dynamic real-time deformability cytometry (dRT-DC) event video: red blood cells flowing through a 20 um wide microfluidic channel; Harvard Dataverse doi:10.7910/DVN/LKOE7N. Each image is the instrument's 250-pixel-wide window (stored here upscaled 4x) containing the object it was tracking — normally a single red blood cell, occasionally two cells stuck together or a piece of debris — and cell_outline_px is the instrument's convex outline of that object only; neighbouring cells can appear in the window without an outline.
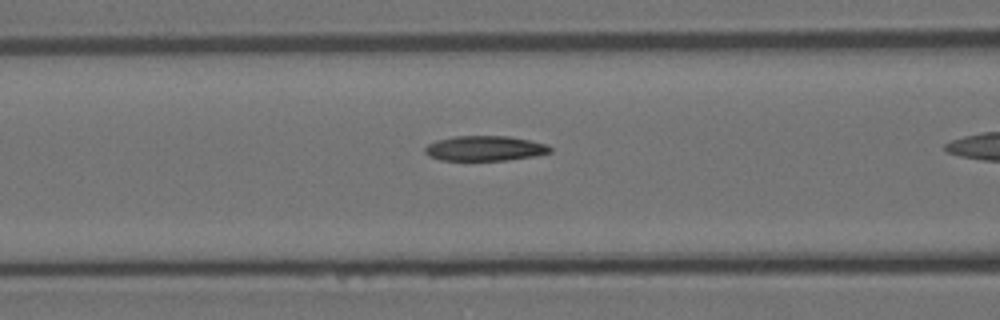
{"species": "Egyptian fruit bat (a non-hibernating species)", "species_latin": "Rousettus aegyptiacus", "temperature_condition": "room temperature", "stored_images_in_passage": 42, "camera_frame_rate_fps": 3000, "um_per_image_px": 0.085, "animal": {"sex": "female"}, "frame": {"image": 1, "passage_image": 20, "time_ms": 6.333, "image_size_px": [1000, 320], "cell_outline_px": [[552, 152], [536, 156], [508, 160], [440, 160], [428, 156], [424, 152], [424, 148], [428, 144], [436, 140], [452, 136], [508, 136], [528, 140], [544, 144], [552, 148]], "centroid_in_image_um": [41.18, 12.61], "position_along_channel_um": 125.4, "area_um2": 18.32}}
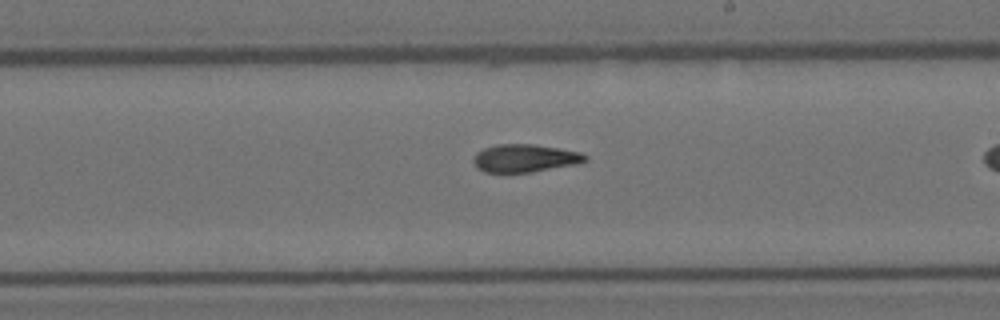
{"frame": {"image": 2, "passage_image": 30, "time_ms": 9.667, "image_size_px": [1000, 320], "cell_outline_px": [[588, 160], [576, 164], [528, 172], [484, 172], [476, 168], [472, 160], [476, 152], [484, 148], [496, 144], [532, 144], [560, 148], [580, 152], [588, 156]], "centroid_in_image_um": [44.59, 13.44], "position_along_channel_um": 244.4, "area_um2": 18.15}}
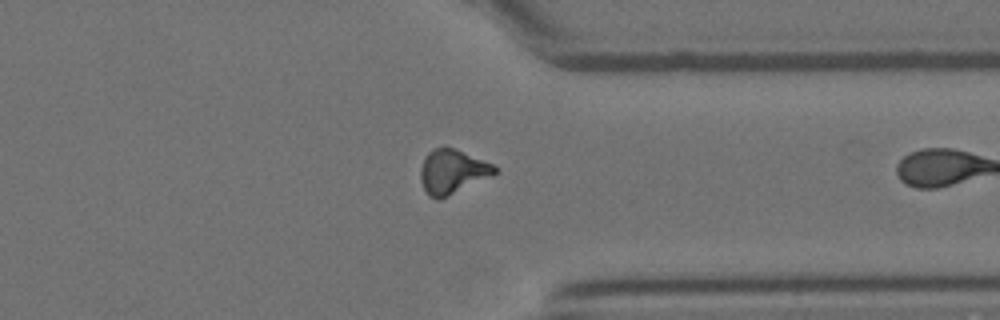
{"frame": {"image": 3, "passage_image": 41, "time_ms": 13.333, "image_size_px": [1000, 320], "cell_outline_px": [[500, 172], [492, 176], [440, 200], [428, 196], [420, 180], [420, 168], [428, 152], [432, 148], [444, 144], [456, 148], [492, 164], [500, 168]], "centroid_in_image_um": [38.46, 14.56], "position_along_channel_um": 372.9, "area_um2": 19.65}}